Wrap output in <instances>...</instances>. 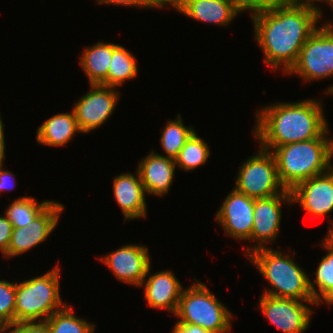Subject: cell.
<instances>
[{"mask_svg": "<svg viewBox=\"0 0 333 333\" xmlns=\"http://www.w3.org/2000/svg\"><path fill=\"white\" fill-rule=\"evenodd\" d=\"M194 132L192 126L187 127L183 124L181 114H178L177 119L168 121L160 139L166 157L175 159Z\"/></svg>", "mask_w": 333, "mask_h": 333, "instance_id": "obj_25", "label": "cell"}, {"mask_svg": "<svg viewBox=\"0 0 333 333\" xmlns=\"http://www.w3.org/2000/svg\"><path fill=\"white\" fill-rule=\"evenodd\" d=\"M172 333H209L207 330L186 323H175V327L172 330Z\"/></svg>", "mask_w": 333, "mask_h": 333, "instance_id": "obj_35", "label": "cell"}, {"mask_svg": "<svg viewBox=\"0 0 333 333\" xmlns=\"http://www.w3.org/2000/svg\"><path fill=\"white\" fill-rule=\"evenodd\" d=\"M329 6L333 8V0H329Z\"/></svg>", "mask_w": 333, "mask_h": 333, "instance_id": "obj_41", "label": "cell"}, {"mask_svg": "<svg viewBox=\"0 0 333 333\" xmlns=\"http://www.w3.org/2000/svg\"><path fill=\"white\" fill-rule=\"evenodd\" d=\"M210 154L208 144L194 132L179 151L178 156L175 158V164L178 168L189 172L198 166L206 164Z\"/></svg>", "mask_w": 333, "mask_h": 333, "instance_id": "obj_26", "label": "cell"}, {"mask_svg": "<svg viewBox=\"0 0 333 333\" xmlns=\"http://www.w3.org/2000/svg\"><path fill=\"white\" fill-rule=\"evenodd\" d=\"M115 277L124 283L141 287L145 277L150 275L151 261L148 248L142 245L126 244L116 251L101 257Z\"/></svg>", "mask_w": 333, "mask_h": 333, "instance_id": "obj_13", "label": "cell"}, {"mask_svg": "<svg viewBox=\"0 0 333 333\" xmlns=\"http://www.w3.org/2000/svg\"><path fill=\"white\" fill-rule=\"evenodd\" d=\"M326 2L329 5V0H291V2L297 6L311 9L318 13L320 16L322 15V11L320 7H317L314 2Z\"/></svg>", "mask_w": 333, "mask_h": 333, "instance_id": "obj_36", "label": "cell"}, {"mask_svg": "<svg viewBox=\"0 0 333 333\" xmlns=\"http://www.w3.org/2000/svg\"><path fill=\"white\" fill-rule=\"evenodd\" d=\"M64 206L52 201L34 220L25 227L13 228L8 247V258L29 251L43 243L54 231Z\"/></svg>", "mask_w": 333, "mask_h": 333, "instance_id": "obj_12", "label": "cell"}, {"mask_svg": "<svg viewBox=\"0 0 333 333\" xmlns=\"http://www.w3.org/2000/svg\"><path fill=\"white\" fill-rule=\"evenodd\" d=\"M0 116V164H3L5 158V137H4V127Z\"/></svg>", "mask_w": 333, "mask_h": 333, "instance_id": "obj_37", "label": "cell"}, {"mask_svg": "<svg viewBox=\"0 0 333 333\" xmlns=\"http://www.w3.org/2000/svg\"><path fill=\"white\" fill-rule=\"evenodd\" d=\"M81 132L78 128L76 115L72 109L70 113H60L47 119L38 127L36 139L41 145L66 146L75 133Z\"/></svg>", "mask_w": 333, "mask_h": 333, "instance_id": "obj_20", "label": "cell"}, {"mask_svg": "<svg viewBox=\"0 0 333 333\" xmlns=\"http://www.w3.org/2000/svg\"><path fill=\"white\" fill-rule=\"evenodd\" d=\"M3 165L4 164H0V194L1 191L12 190L14 188L12 186H15L14 179H12V176L15 175H13L11 171L3 170Z\"/></svg>", "mask_w": 333, "mask_h": 333, "instance_id": "obj_33", "label": "cell"}, {"mask_svg": "<svg viewBox=\"0 0 333 333\" xmlns=\"http://www.w3.org/2000/svg\"><path fill=\"white\" fill-rule=\"evenodd\" d=\"M149 8H163L165 5H171V7L175 8L177 11H181L188 0H147Z\"/></svg>", "mask_w": 333, "mask_h": 333, "instance_id": "obj_32", "label": "cell"}, {"mask_svg": "<svg viewBox=\"0 0 333 333\" xmlns=\"http://www.w3.org/2000/svg\"><path fill=\"white\" fill-rule=\"evenodd\" d=\"M247 257L272 285V289H266L263 294L316 305L309 288L307 273L294 262L290 255H284L281 251L266 247L255 250Z\"/></svg>", "mask_w": 333, "mask_h": 333, "instance_id": "obj_4", "label": "cell"}, {"mask_svg": "<svg viewBox=\"0 0 333 333\" xmlns=\"http://www.w3.org/2000/svg\"><path fill=\"white\" fill-rule=\"evenodd\" d=\"M99 4H112V5H124V6H136L149 8L147 0H97Z\"/></svg>", "mask_w": 333, "mask_h": 333, "instance_id": "obj_34", "label": "cell"}, {"mask_svg": "<svg viewBox=\"0 0 333 333\" xmlns=\"http://www.w3.org/2000/svg\"><path fill=\"white\" fill-rule=\"evenodd\" d=\"M329 128L316 139L275 147L272 151L281 185L291 191L297 184L327 172L333 159V139Z\"/></svg>", "mask_w": 333, "mask_h": 333, "instance_id": "obj_3", "label": "cell"}, {"mask_svg": "<svg viewBox=\"0 0 333 333\" xmlns=\"http://www.w3.org/2000/svg\"><path fill=\"white\" fill-rule=\"evenodd\" d=\"M50 333H94L95 325L79 319L72 312V306L66 305L45 320Z\"/></svg>", "mask_w": 333, "mask_h": 333, "instance_id": "obj_27", "label": "cell"}, {"mask_svg": "<svg viewBox=\"0 0 333 333\" xmlns=\"http://www.w3.org/2000/svg\"><path fill=\"white\" fill-rule=\"evenodd\" d=\"M175 316L177 323L199 326L209 333H228L232 314L208 287L194 278V284L184 289Z\"/></svg>", "mask_w": 333, "mask_h": 333, "instance_id": "obj_6", "label": "cell"}, {"mask_svg": "<svg viewBox=\"0 0 333 333\" xmlns=\"http://www.w3.org/2000/svg\"><path fill=\"white\" fill-rule=\"evenodd\" d=\"M91 90L75 103L73 110L81 133L97 129L113 114L120 94L116 88L91 84Z\"/></svg>", "mask_w": 333, "mask_h": 333, "instance_id": "obj_9", "label": "cell"}, {"mask_svg": "<svg viewBox=\"0 0 333 333\" xmlns=\"http://www.w3.org/2000/svg\"><path fill=\"white\" fill-rule=\"evenodd\" d=\"M327 236L333 241V225L329 228Z\"/></svg>", "mask_w": 333, "mask_h": 333, "instance_id": "obj_38", "label": "cell"}, {"mask_svg": "<svg viewBox=\"0 0 333 333\" xmlns=\"http://www.w3.org/2000/svg\"><path fill=\"white\" fill-rule=\"evenodd\" d=\"M329 93V94H332L333 95V85L332 86H330L328 89H327V91H325V93Z\"/></svg>", "mask_w": 333, "mask_h": 333, "instance_id": "obj_40", "label": "cell"}, {"mask_svg": "<svg viewBox=\"0 0 333 333\" xmlns=\"http://www.w3.org/2000/svg\"><path fill=\"white\" fill-rule=\"evenodd\" d=\"M9 329H11V331H9ZM0 333H50V331L45 321H34L20 322L1 328Z\"/></svg>", "mask_w": 333, "mask_h": 333, "instance_id": "obj_30", "label": "cell"}, {"mask_svg": "<svg viewBox=\"0 0 333 333\" xmlns=\"http://www.w3.org/2000/svg\"><path fill=\"white\" fill-rule=\"evenodd\" d=\"M180 13L200 22L224 26L239 14L228 0H188Z\"/></svg>", "mask_w": 333, "mask_h": 333, "instance_id": "obj_19", "label": "cell"}, {"mask_svg": "<svg viewBox=\"0 0 333 333\" xmlns=\"http://www.w3.org/2000/svg\"><path fill=\"white\" fill-rule=\"evenodd\" d=\"M234 9L240 13L244 10H249L251 16L270 10L275 5L279 4L281 0H228Z\"/></svg>", "mask_w": 333, "mask_h": 333, "instance_id": "obj_29", "label": "cell"}, {"mask_svg": "<svg viewBox=\"0 0 333 333\" xmlns=\"http://www.w3.org/2000/svg\"><path fill=\"white\" fill-rule=\"evenodd\" d=\"M290 205L292 203L291 192L284 190L281 194L267 197L255 198L253 210V227L250 240H255L258 243L252 247H246L248 256L258 249L266 248V243L275 242L277 234L279 233L282 204Z\"/></svg>", "mask_w": 333, "mask_h": 333, "instance_id": "obj_10", "label": "cell"}, {"mask_svg": "<svg viewBox=\"0 0 333 333\" xmlns=\"http://www.w3.org/2000/svg\"><path fill=\"white\" fill-rule=\"evenodd\" d=\"M113 189L114 198L123 211L125 221L146 217V192L138 171L136 175L122 173L116 176Z\"/></svg>", "mask_w": 333, "mask_h": 333, "instance_id": "obj_18", "label": "cell"}, {"mask_svg": "<svg viewBox=\"0 0 333 333\" xmlns=\"http://www.w3.org/2000/svg\"><path fill=\"white\" fill-rule=\"evenodd\" d=\"M323 240L322 246L327 253L318 265L315 281L312 282L309 278V288L316 305H320L323 301L331 305L333 304V241L327 235ZM314 285L318 287V291Z\"/></svg>", "mask_w": 333, "mask_h": 333, "instance_id": "obj_22", "label": "cell"}, {"mask_svg": "<svg viewBox=\"0 0 333 333\" xmlns=\"http://www.w3.org/2000/svg\"><path fill=\"white\" fill-rule=\"evenodd\" d=\"M239 170L235 189L248 197L267 198L285 190L279 181L272 151L260 147L259 153L243 162Z\"/></svg>", "mask_w": 333, "mask_h": 333, "instance_id": "obj_7", "label": "cell"}, {"mask_svg": "<svg viewBox=\"0 0 333 333\" xmlns=\"http://www.w3.org/2000/svg\"><path fill=\"white\" fill-rule=\"evenodd\" d=\"M252 19L255 39L262 48L265 63L275 71L282 66L287 74L305 42L318 28L320 15L291 1H281Z\"/></svg>", "mask_w": 333, "mask_h": 333, "instance_id": "obj_1", "label": "cell"}, {"mask_svg": "<svg viewBox=\"0 0 333 333\" xmlns=\"http://www.w3.org/2000/svg\"><path fill=\"white\" fill-rule=\"evenodd\" d=\"M292 204L299 203L312 216L333 211V166L325 173L297 184L291 191Z\"/></svg>", "mask_w": 333, "mask_h": 333, "instance_id": "obj_15", "label": "cell"}, {"mask_svg": "<svg viewBox=\"0 0 333 333\" xmlns=\"http://www.w3.org/2000/svg\"><path fill=\"white\" fill-rule=\"evenodd\" d=\"M112 55L113 43L98 42L84 49L79 63L90 85L101 84L107 78Z\"/></svg>", "mask_w": 333, "mask_h": 333, "instance_id": "obj_21", "label": "cell"}, {"mask_svg": "<svg viewBox=\"0 0 333 333\" xmlns=\"http://www.w3.org/2000/svg\"><path fill=\"white\" fill-rule=\"evenodd\" d=\"M12 223L7 219L6 216H0V251L4 257H8V247L11 240L12 234Z\"/></svg>", "mask_w": 333, "mask_h": 333, "instance_id": "obj_31", "label": "cell"}, {"mask_svg": "<svg viewBox=\"0 0 333 333\" xmlns=\"http://www.w3.org/2000/svg\"><path fill=\"white\" fill-rule=\"evenodd\" d=\"M324 25L333 33V23H331L330 21H328Z\"/></svg>", "mask_w": 333, "mask_h": 333, "instance_id": "obj_39", "label": "cell"}, {"mask_svg": "<svg viewBox=\"0 0 333 333\" xmlns=\"http://www.w3.org/2000/svg\"><path fill=\"white\" fill-rule=\"evenodd\" d=\"M59 272L56 265L44 275L16 283L15 324L45 321L67 305L60 298Z\"/></svg>", "mask_w": 333, "mask_h": 333, "instance_id": "obj_5", "label": "cell"}, {"mask_svg": "<svg viewBox=\"0 0 333 333\" xmlns=\"http://www.w3.org/2000/svg\"><path fill=\"white\" fill-rule=\"evenodd\" d=\"M256 116L254 137L259 140V146L268 151L319 138L328 129L322 102L313 99L275 103L262 107Z\"/></svg>", "mask_w": 333, "mask_h": 333, "instance_id": "obj_2", "label": "cell"}, {"mask_svg": "<svg viewBox=\"0 0 333 333\" xmlns=\"http://www.w3.org/2000/svg\"><path fill=\"white\" fill-rule=\"evenodd\" d=\"M253 210L254 198L233 188L216 213L215 219L227 236L248 241L252 235Z\"/></svg>", "mask_w": 333, "mask_h": 333, "instance_id": "obj_14", "label": "cell"}, {"mask_svg": "<svg viewBox=\"0 0 333 333\" xmlns=\"http://www.w3.org/2000/svg\"><path fill=\"white\" fill-rule=\"evenodd\" d=\"M16 283L0 280V329L15 324Z\"/></svg>", "mask_w": 333, "mask_h": 333, "instance_id": "obj_28", "label": "cell"}, {"mask_svg": "<svg viewBox=\"0 0 333 333\" xmlns=\"http://www.w3.org/2000/svg\"><path fill=\"white\" fill-rule=\"evenodd\" d=\"M141 286H145V299L150 307L176 313L183 287L172 271L163 270L151 274Z\"/></svg>", "mask_w": 333, "mask_h": 333, "instance_id": "obj_17", "label": "cell"}, {"mask_svg": "<svg viewBox=\"0 0 333 333\" xmlns=\"http://www.w3.org/2000/svg\"><path fill=\"white\" fill-rule=\"evenodd\" d=\"M258 303L265 317L284 333H304L309 327L313 311L300 300L263 294Z\"/></svg>", "mask_w": 333, "mask_h": 333, "instance_id": "obj_11", "label": "cell"}, {"mask_svg": "<svg viewBox=\"0 0 333 333\" xmlns=\"http://www.w3.org/2000/svg\"><path fill=\"white\" fill-rule=\"evenodd\" d=\"M294 73L303 81L333 76V33L325 25L318 27L301 48L295 65L288 72Z\"/></svg>", "mask_w": 333, "mask_h": 333, "instance_id": "obj_8", "label": "cell"}, {"mask_svg": "<svg viewBox=\"0 0 333 333\" xmlns=\"http://www.w3.org/2000/svg\"><path fill=\"white\" fill-rule=\"evenodd\" d=\"M52 201L45 200L38 203L32 197L15 199L5 211V216L12 223L13 228L25 227L36 218Z\"/></svg>", "mask_w": 333, "mask_h": 333, "instance_id": "obj_24", "label": "cell"}, {"mask_svg": "<svg viewBox=\"0 0 333 333\" xmlns=\"http://www.w3.org/2000/svg\"><path fill=\"white\" fill-rule=\"evenodd\" d=\"M136 59L130 51L118 44H113V55L109 65L107 78L100 84L116 88L126 80H132L138 75Z\"/></svg>", "mask_w": 333, "mask_h": 333, "instance_id": "obj_23", "label": "cell"}, {"mask_svg": "<svg viewBox=\"0 0 333 333\" xmlns=\"http://www.w3.org/2000/svg\"><path fill=\"white\" fill-rule=\"evenodd\" d=\"M177 166L175 159L150 152L137 167L146 194L164 196L172 185Z\"/></svg>", "mask_w": 333, "mask_h": 333, "instance_id": "obj_16", "label": "cell"}]
</instances>
